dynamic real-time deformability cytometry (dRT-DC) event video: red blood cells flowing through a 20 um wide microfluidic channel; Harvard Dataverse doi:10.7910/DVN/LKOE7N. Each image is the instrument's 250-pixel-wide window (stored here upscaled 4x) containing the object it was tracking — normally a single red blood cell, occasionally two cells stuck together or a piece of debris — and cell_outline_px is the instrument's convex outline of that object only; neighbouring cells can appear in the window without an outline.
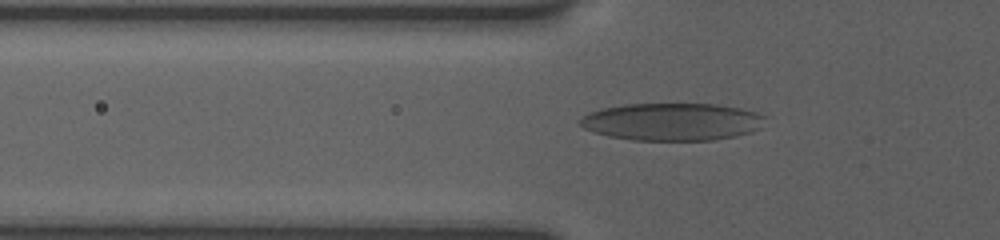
{"species": "human", "species_latin": "Homo sapiens", "temperature_condition": "room temperature", "stored_images_in_passage": 34, "camera_frame_rate_fps": 3000, "um_per_image_px": 0.085, "donor": {"sex": "female"}, "frame": {"image": 1, "passage_image": 3, "time_ms": 0.667, "image_size_px": [1000, 240], "cell_outline_px": [[764, 116], [760, 128], [752, 132], [736, 136], [712, 140], [632, 140], [608, 136], [584, 128], [580, 124], [580, 120], [588, 112], [600, 108], [624, 104], [716, 104], [740, 108], [756, 112]], "centroid_in_image_um": [57.12, 10.34], "position_along_channel_um": 68.7, "area_um2": 40.4}}
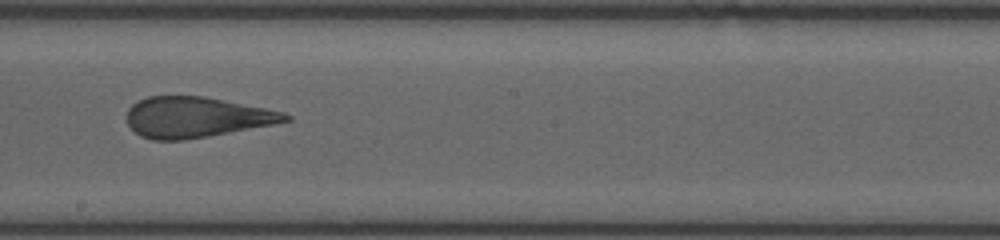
{"frame": {"image": 2, "passage_image": 15, "time_ms": 5.0, "image_size_px": [1000, 240], "cell_outline_px": [[292, 120], [276, 124], [208, 136], [184, 140], [152, 140], [140, 136], [128, 124], [128, 108], [132, 104], [148, 96], [204, 96], [284, 112], [292, 116]], "centroid_in_image_um": [16.7, 9.97], "position_along_channel_um": 231.5, "area_um2": 37.34}}
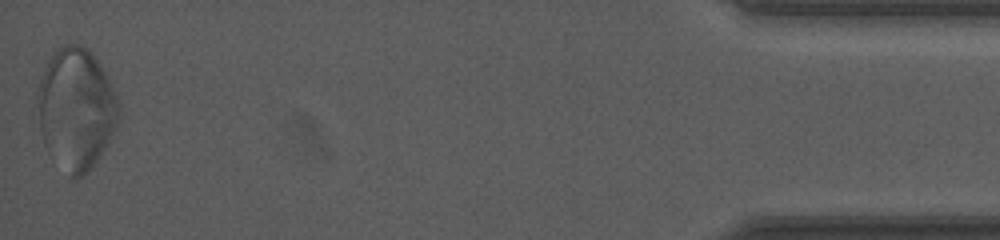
{"frame": {"image": 3, "passage_image": 34, "time_ms": 12.333, "image_size_px": [1000, 240], "cell_outline_px": [[120, 120], [112, 136], [96, 160], [76, 180], [72, 180], [48, 152], [44, 144], [40, 128], [36, 96], [36, 92], [40, 76], [52, 52], [56, 48], [68, 44], [80, 44], [88, 48], [92, 52], [100, 64], [116, 92], [120, 104]], "centroid_in_image_um": [6.46, 9.21], "position_along_channel_um": 428.7, "area_um2": 57.97}, "authors_computed_cell_mechanics": {"area_um2": 40.3155, "velocity_mm_per_s": 3.785, "shape_relaxation_time_tau1_ms": null, "shape_relaxation_time_tau2_ms": 0.9446, "deformation_change_tau1": null, "deformation_change_tau2": 0.1106}}